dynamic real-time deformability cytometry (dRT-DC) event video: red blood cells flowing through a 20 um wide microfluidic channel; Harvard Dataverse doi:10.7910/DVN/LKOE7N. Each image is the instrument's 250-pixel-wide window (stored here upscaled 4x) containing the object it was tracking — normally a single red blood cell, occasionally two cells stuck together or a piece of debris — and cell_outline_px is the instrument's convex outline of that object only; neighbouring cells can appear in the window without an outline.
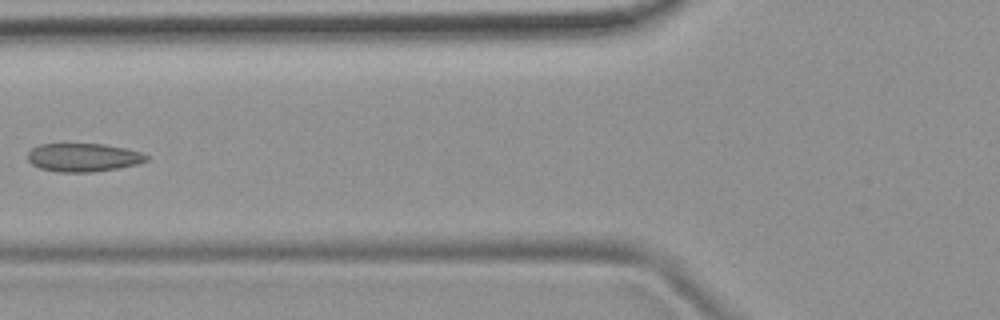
{"species": "common noctule bat (a hibernating species)", "species_latin": "Nyctalus noctula", "temperature_condition": "room temperature", "stored_images_in_passage": 6, "camera_frame_rate_fps": 3000, "um_per_image_px": 0.085, "animal": {"sex": "female", "body_mass_g": 19.9}, "frame": {"image": 1, "passage_image": 5, "time_ms": 5.667, "image_size_px": [1000, 320], "cell_outline_px": [[148, 160], [136, 164], [120, 168], [92, 172], [56, 172], [40, 168], [32, 164], [28, 160], [28, 152], [32, 148], [40, 144], [104, 144], [124, 148], [140, 152], [148, 156]], "centroid_in_image_um": [7.06, 13.39], "position_along_channel_um": 118.7, "area_um2": 19.59}}
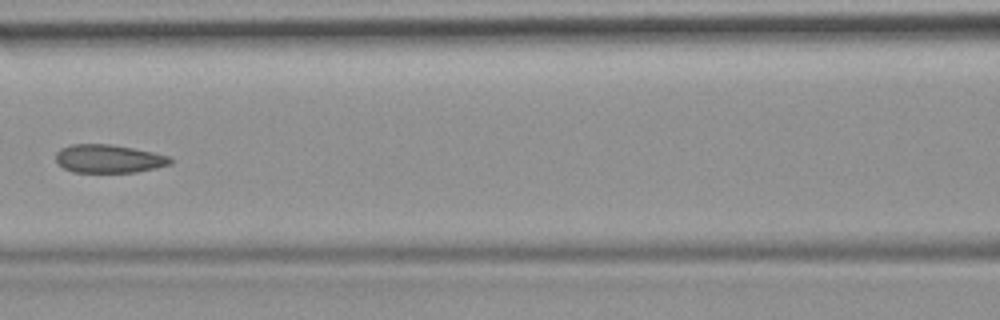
{"frame": {"image": 2, "passage_image": 6, "time_ms": 6.667, "image_size_px": [1000, 320], "cell_outline_px": [[172, 164], [156, 168], [136, 172], [72, 172], [56, 164], [56, 152], [60, 148], [72, 144], [112, 144], [152, 152], [168, 156], [172, 160]], "centroid_in_image_um": [9.21, 13.49], "position_along_channel_um": 157.4, "area_um2": 18.96}}